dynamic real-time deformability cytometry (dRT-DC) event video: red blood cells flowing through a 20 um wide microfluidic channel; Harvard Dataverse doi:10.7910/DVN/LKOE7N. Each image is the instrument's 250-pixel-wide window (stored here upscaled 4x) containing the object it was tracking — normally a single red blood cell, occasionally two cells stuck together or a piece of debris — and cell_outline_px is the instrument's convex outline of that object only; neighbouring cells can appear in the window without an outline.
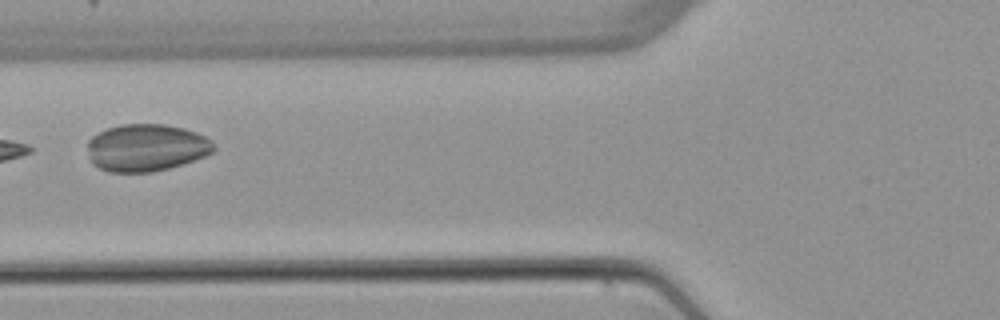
{"species": "common noctule bat (a hibernating species)", "species_latin": "Nyctalus noctula", "temperature_condition": "warm", "stored_images_in_passage": 7, "camera_frame_rate_fps": 3000, "um_per_image_px": 0.085, "animal": {"sex": "female", "body_mass_g": 22.7, "forearm_length_mm": 54.2}, "frame": {"image": 1, "passage_image": 6, "time_ms": 6.333, "image_size_px": [1000, 320], "cell_outline_px": [[216, 148], [212, 152], [204, 156], [168, 168], [152, 172], [108, 172], [92, 164], [88, 156], [88, 140], [92, 136], [108, 128], [120, 124], [164, 124], [184, 128], [196, 132], [204, 136]], "centroid_in_image_um": [12.39, 12.55], "position_along_channel_um": 113.4, "area_um2": 34.62}}
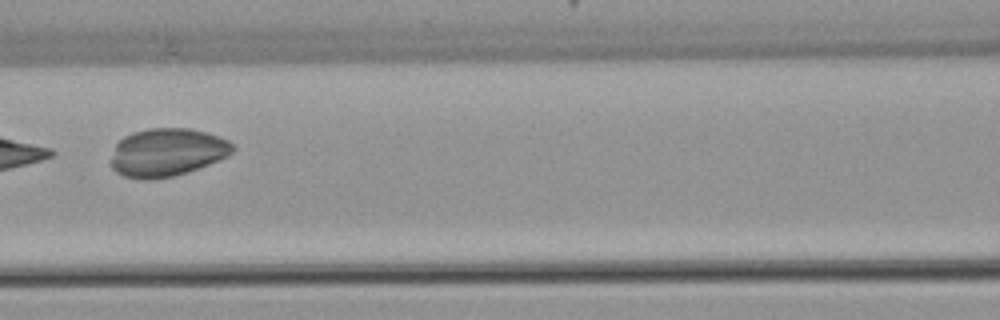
{"frame": {"image": 2, "passage_image": 7, "time_ms": 7.333, "image_size_px": [1000, 320], "cell_outline_px": [[236, 148], [228, 156], [208, 164], [172, 176], [148, 180], [140, 180], [124, 176], [116, 172], [112, 168], [112, 156], [116, 144], [124, 136], [132, 132], [148, 128], [192, 128], [208, 132], [228, 140]], "centroid_in_image_um": [14.2, 12.93], "position_along_channel_um": 152.4, "area_um2": 34.04}}